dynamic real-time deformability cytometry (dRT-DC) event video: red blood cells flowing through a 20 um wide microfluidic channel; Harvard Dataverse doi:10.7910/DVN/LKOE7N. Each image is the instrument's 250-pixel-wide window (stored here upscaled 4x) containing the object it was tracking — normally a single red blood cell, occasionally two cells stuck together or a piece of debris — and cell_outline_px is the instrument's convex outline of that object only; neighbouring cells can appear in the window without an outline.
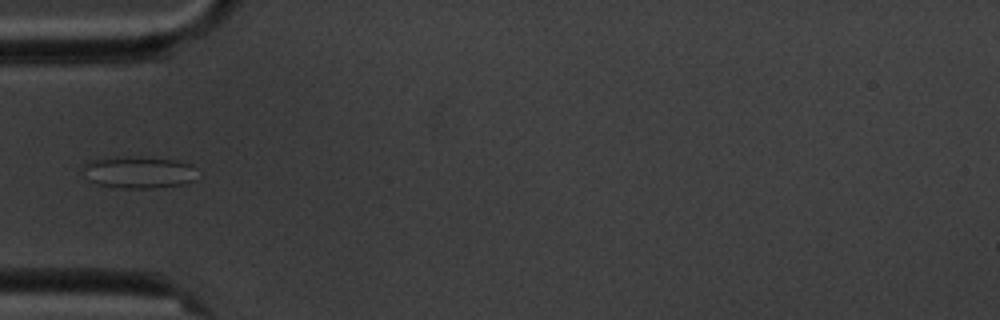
{"species": "common noctule bat (a hibernating species)", "species_latin": "Nyctalus noctula", "temperature_condition": "cold", "stored_images_in_passage": 11, "camera_frame_rate_fps": 3000, "um_per_image_px": 0.085, "animal": {"sex": "male", "body_mass_g": 20.1, "forearm_length_mm": 53.5}, "frame": {"image": 1, "passage_image": 5, "time_ms": 5.333, "image_size_px": [1000, 320], "cell_outline_px": [[196, 180], [184, 184], [156, 188], [120, 188], [96, 184], [88, 180], [84, 176], [84, 164], [88, 160], [100, 156], [136, 156], [176, 160], [192, 164], [196, 168]], "centroid_in_image_um": [11.76, 14.62], "position_along_channel_um": 73.2, "area_um2": 22.08}}
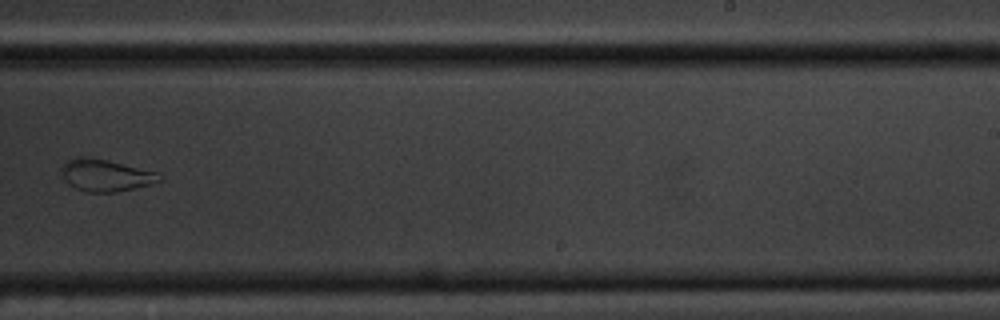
{"frame": {"image": 2, "passage_image": 10, "time_ms": 11.333, "image_size_px": [1000, 320], "cell_outline_px": [[164, 180], [152, 184], [116, 192], [88, 192], [76, 188], [68, 184], [60, 168], [68, 160], [76, 156], [80, 156], [108, 160], [160, 172], [164, 176]], "centroid_in_image_um": [9.06, 14.89], "position_along_channel_um": 279.9, "area_um2": 18.44}}
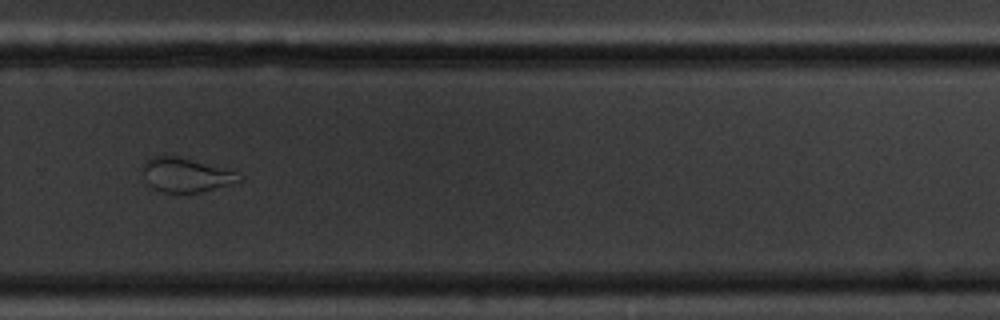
{"frame": {"image": 3, "passage_image": 11, "time_ms": 12.333, "image_size_px": [1000, 320], "cell_outline_px": [[244, 180], [196, 192], [164, 192], [152, 188], [148, 184], [140, 172], [140, 168], [144, 160], [152, 156], [180, 156], [240, 172]], "centroid_in_image_um": [15.75, 14.84], "position_along_channel_um": 314.1, "area_um2": 19.42}}